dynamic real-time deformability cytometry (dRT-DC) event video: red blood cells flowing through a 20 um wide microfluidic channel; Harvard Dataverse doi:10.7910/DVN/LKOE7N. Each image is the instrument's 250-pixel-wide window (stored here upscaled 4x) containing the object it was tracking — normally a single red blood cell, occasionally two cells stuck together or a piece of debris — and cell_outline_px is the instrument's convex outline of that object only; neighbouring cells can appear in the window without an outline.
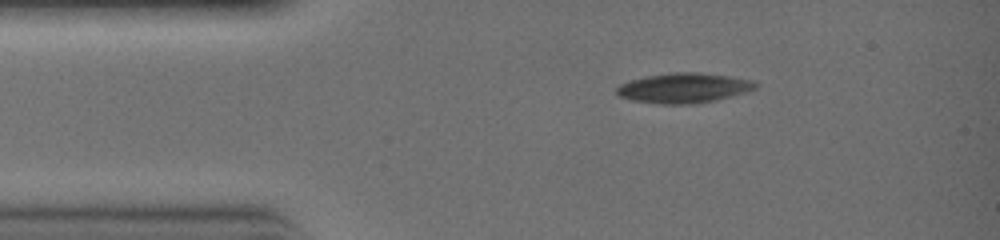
{"species": "common noctule bat (a hibernating species)", "species_latin": "Nyctalus noctula", "temperature_condition": "warm", "stored_images_in_passage": 27, "camera_frame_rate_fps": 3000, "um_per_image_px": 0.085, "animal": {"sex": "female", "body_mass_g": 19.0, "forearm_length_mm": 51.5}, "frame": {"image": 1, "passage_image": 1, "time_ms": 0.0, "image_size_px": [1000, 240], "cell_outline_px": [[756, 88], [728, 96], [712, 100], [688, 104], [660, 104], [632, 100], [620, 96], [616, 92], [616, 88], [620, 84], [628, 80], [644, 76], [672, 72], [700, 72], [728, 76], [752, 80], [756, 84]], "centroid_in_image_um": [58.03, 7.46], "position_along_channel_um": 27.0, "area_um2": 23.87}}
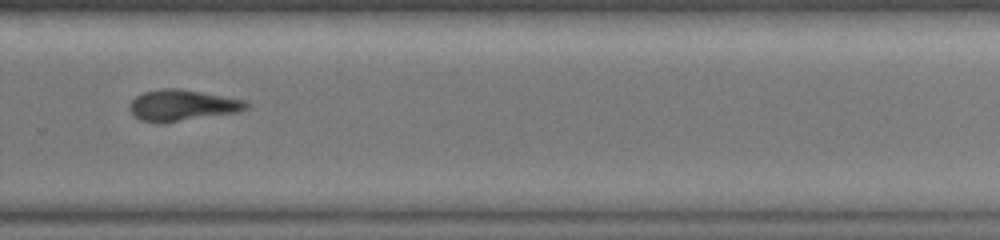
{"frame": {"image": 2, "passage_image": 17, "time_ms": 5.333, "image_size_px": [1000, 240], "cell_outline_px": [[248, 108], [240, 112], [176, 120], [140, 120], [132, 116], [128, 108], [128, 104], [136, 96], [144, 92], [160, 88], [180, 88], [248, 100]], "centroid_in_image_um": [15.51, 8.9], "position_along_channel_um": 314.3, "area_um2": 20.75}}
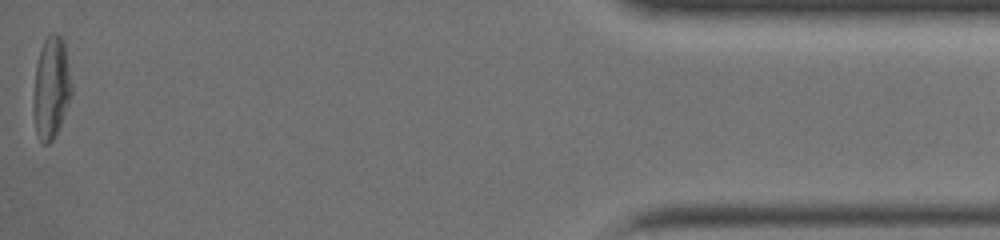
{"frame": {"image": 3, "passage_image": 27, "time_ms": 8.667, "image_size_px": [1000, 240], "cell_outline_px": [[72, 92], [68, 104], [60, 124], [52, 140], [48, 144], [44, 144], [40, 140], [36, 132], [32, 108], [36, 64], [40, 48], [48, 32], [56, 32], [64, 40], [72, 84]], "centroid_in_image_um": [4.34, 7.4], "position_along_channel_um": 430.9, "area_um2": 22.89}}